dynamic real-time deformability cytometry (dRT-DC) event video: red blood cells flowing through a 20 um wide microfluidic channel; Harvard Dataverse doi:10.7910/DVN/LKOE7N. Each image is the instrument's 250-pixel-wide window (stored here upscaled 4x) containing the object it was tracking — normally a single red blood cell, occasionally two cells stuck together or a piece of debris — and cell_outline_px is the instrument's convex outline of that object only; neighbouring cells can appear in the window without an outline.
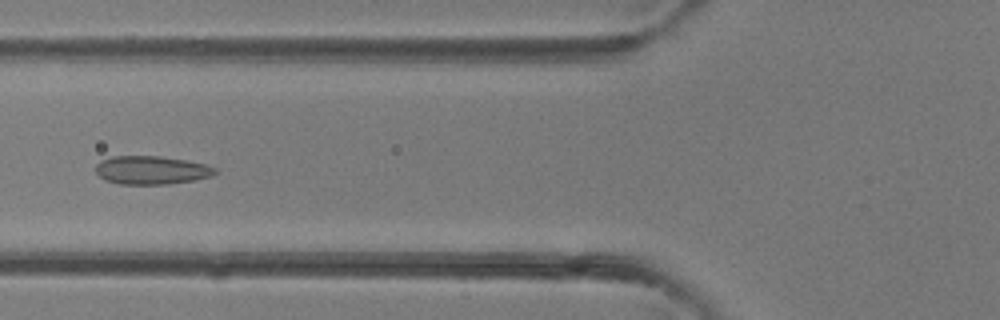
{"species": "common noctule bat (a hibernating species)", "species_latin": "Nyctalus noctula", "temperature_condition": "room temperature", "stored_images_in_passage": 37, "camera_frame_rate_fps": 3000, "um_per_image_px": 0.085, "animal": {"sex": "female"}, "frame": {"image": 1, "passage_image": 13, "time_ms": 4.0, "image_size_px": [1000, 320], "cell_outline_px": [[220, 172], [212, 176], [196, 180], [168, 184], [116, 184], [104, 180], [96, 172], [96, 164], [100, 160], [112, 156], [160, 156], [184, 160], [204, 164], [216, 168]], "centroid_in_image_um": [12.87, 14.47], "position_along_channel_um": 112.9, "area_um2": 19.94}}
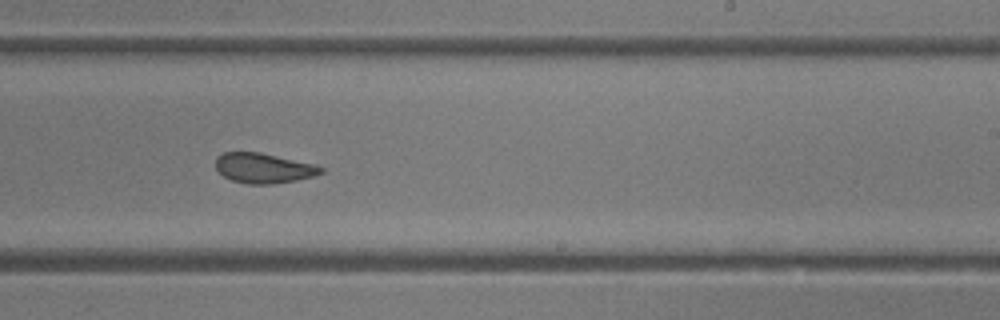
{"frame": {"image": 2, "passage_image": 22, "time_ms": 7.0, "image_size_px": [1000, 320], "cell_outline_px": [[324, 172], [312, 176], [296, 180], [272, 184], [248, 184], [232, 180], [224, 176], [216, 168], [216, 156], [224, 152], [260, 152], [316, 164], [324, 168]], "centroid_in_image_um": [22.41, 14.28], "position_along_channel_um": 266.6, "area_um2": 18.44}}
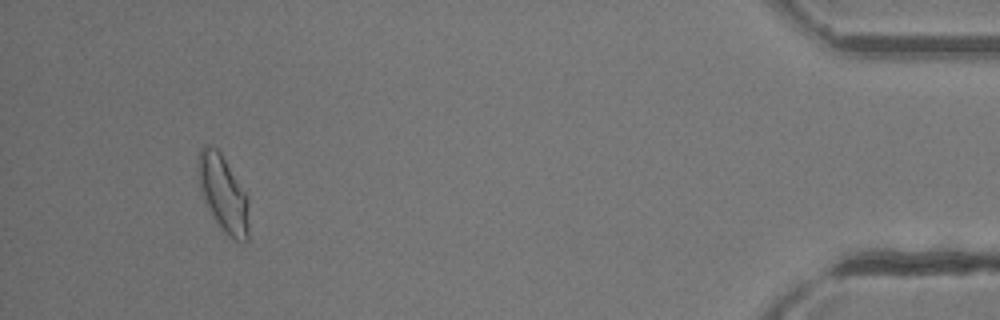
{"frame": {"image": 3, "passage_image": 35, "time_ms": 11.333, "image_size_px": [1000, 320], "cell_outline_px": [[248, 240], [244, 244], [240, 244], [228, 236], [224, 232], [216, 220], [204, 200], [200, 188], [196, 164], [200, 148], [204, 144], [208, 144], [216, 148], [220, 152], [248, 196]], "centroid_in_image_um": [18.97, 16.45], "position_along_channel_um": 416.2, "area_um2": 22.72}}